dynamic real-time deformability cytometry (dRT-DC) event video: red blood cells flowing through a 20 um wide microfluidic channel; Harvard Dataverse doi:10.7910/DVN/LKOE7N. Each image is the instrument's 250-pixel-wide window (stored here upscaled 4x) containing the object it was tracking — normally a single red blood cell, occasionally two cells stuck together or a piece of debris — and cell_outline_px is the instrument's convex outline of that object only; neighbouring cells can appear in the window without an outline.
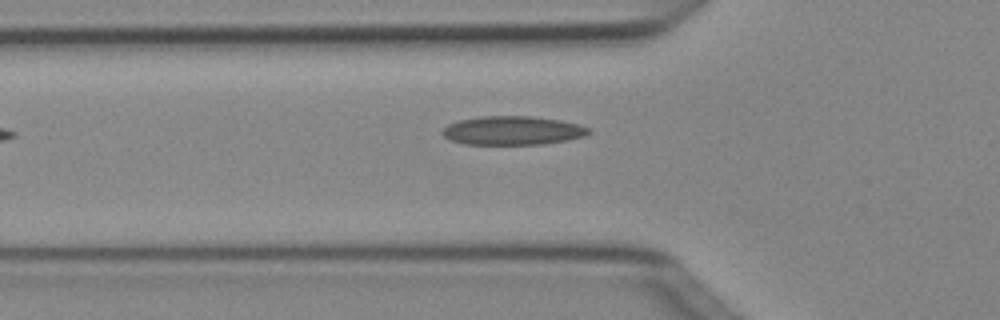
{"species": "Egyptian fruit bat (a non-hibernating species)", "species_latin": "Rousettus aegyptiacus", "temperature_condition": "cold", "stored_images_in_passage": 5, "camera_frame_rate_fps": 3000, "um_per_image_px": 0.085, "animal": {"sex": "female"}, "frame": {"image": 1, "passage_image": 5, "time_ms": 1.333, "image_size_px": [1000, 320], "cell_outline_px": [[592, 132], [584, 136], [568, 140], [544, 144], [464, 144], [452, 140], [444, 136], [440, 132], [448, 124], [460, 120], [480, 116], [532, 116], [560, 120], [580, 124], [592, 128]], "centroid_in_image_um": [43.62, 11.09], "position_along_channel_um": 82.2, "area_um2": 24.68}}